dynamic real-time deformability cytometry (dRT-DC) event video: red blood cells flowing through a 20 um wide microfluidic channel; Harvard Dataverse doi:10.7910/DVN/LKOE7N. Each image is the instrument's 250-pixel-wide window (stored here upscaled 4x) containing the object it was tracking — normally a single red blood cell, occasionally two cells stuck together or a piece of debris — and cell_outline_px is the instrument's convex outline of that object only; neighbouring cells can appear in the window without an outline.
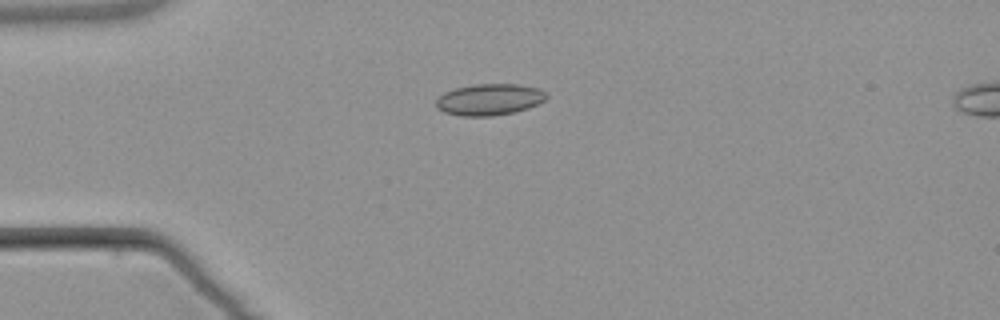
{"species": "common noctule bat (a hibernating species)", "species_latin": "Nyctalus noctula", "temperature_condition": "warm", "stored_images_in_passage": 4, "camera_frame_rate_fps": 3000, "um_per_image_px": 0.085, "animal": {"sex": "male", "body_mass_g": 21.5, "forearm_length_mm": 52.0}, "frame": {"image": 1, "passage_image": 2, "time_ms": 2.0, "image_size_px": [1000, 320], "cell_outline_px": [[548, 96], [544, 100], [528, 108], [512, 112], [492, 116], [460, 116], [444, 112], [436, 108], [436, 100], [444, 92], [456, 88], [476, 84], [520, 84], [540, 88]], "centroid_in_image_um": [41.59, 8.45], "position_along_channel_um": 43.4, "area_um2": 20.17}}
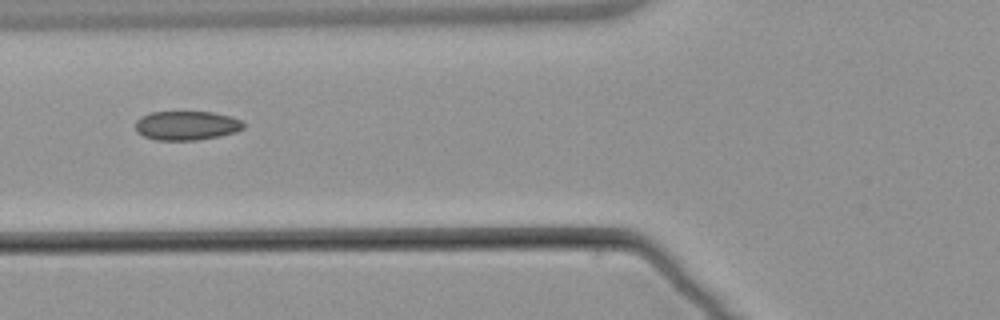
{"frame": {"image": 2, "passage_image": 4, "time_ms": 4.333, "image_size_px": [1000, 320], "cell_outline_px": [[244, 128], [236, 132], [220, 136], [196, 140], [156, 140], [144, 136], [136, 132], [136, 120], [140, 116], [148, 112], [212, 112], [232, 116], [240, 120], [244, 124]], "centroid_in_image_um": [15.85, 10.67], "position_along_channel_um": 110.0, "area_um2": 18.5}}